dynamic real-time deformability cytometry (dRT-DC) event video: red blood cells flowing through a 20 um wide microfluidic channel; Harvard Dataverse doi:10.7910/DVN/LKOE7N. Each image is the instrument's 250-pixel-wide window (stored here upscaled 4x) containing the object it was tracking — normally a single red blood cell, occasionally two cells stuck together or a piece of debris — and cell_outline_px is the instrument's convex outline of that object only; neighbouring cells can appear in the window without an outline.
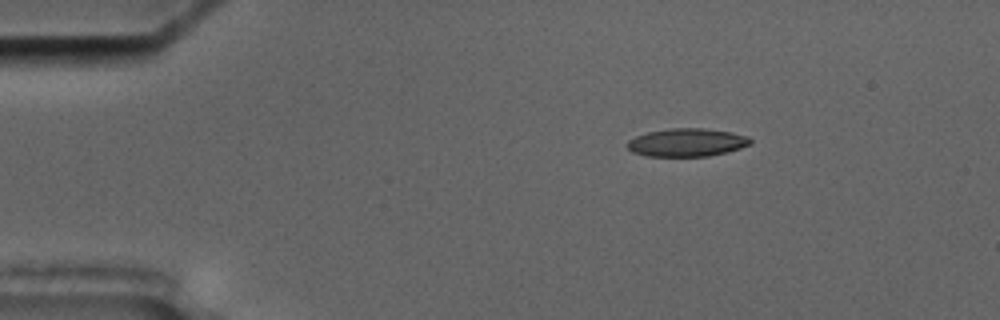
{"species": "common noctule bat (a hibernating species)", "species_latin": "Nyctalus noctula", "temperature_condition": "cold", "stored_images_in_passage": 4, "camera_frame_rate_fps": 3000, "um_per_image_px": 0.085, "animal": {"sex": "male", "body_mass_g": 17.5, "forearm_length_mm": 52.3}, "frame": {"image": 1, "passage_image": 2, "time_ms": 1.0, "image_size_px": [1000, 320], "cell_outline_px": [[752, 144], [728, 152], [708, 156], [648, 156], [632, 152], [628, 148], [628, 140], [636, 136], [648, 132], [672, 128], [700, 128], [732, 132], [748, 136], [752, 140]], "centroid_in_image_um": [58.42, 12.11], "position_along_channel_um": 26.6, "area_um2": 20.11}}